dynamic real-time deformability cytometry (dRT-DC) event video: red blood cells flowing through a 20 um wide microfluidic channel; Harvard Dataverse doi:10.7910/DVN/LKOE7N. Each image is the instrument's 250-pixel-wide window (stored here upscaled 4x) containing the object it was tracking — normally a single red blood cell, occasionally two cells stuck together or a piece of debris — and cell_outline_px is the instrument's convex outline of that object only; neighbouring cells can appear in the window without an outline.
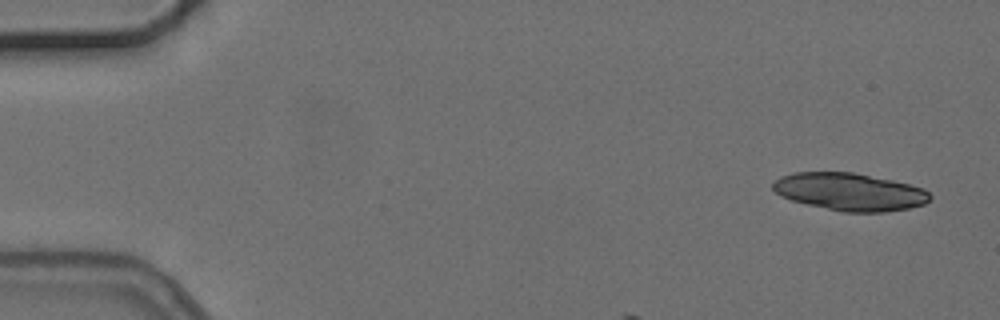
{"species": "common noctule bat (a hibernating species)", "species_latin": "Nyctalus noctula", "temperature_condition": "cold", "stored_images_in_passage": 4, "camera_frame_rate_fps": 3000, "um_per_image_px": 0.085, "animal": {"sex": "female", "body_mass_g": 24.6, "forearm_length_mm": 56.2}, "frame": {"image": 1, "passage_image": 1, "time_ms": 0.0, "image_size_px": [1000, 320], "cell_outline_px": [[932, 200], [924, 204], [908, 208], [884, 212], [844, 212], [808, 204], [792, 200], [780, 196], [772, 188], [772, 184], [780, 176], [796, 172], [852, 172], [892, 180], [924, 188], [932, 196]], "centroid_in_image_um": [72.24, 16.3], "position_along_channel_um": 12.8, "area_um2": 34.28}}